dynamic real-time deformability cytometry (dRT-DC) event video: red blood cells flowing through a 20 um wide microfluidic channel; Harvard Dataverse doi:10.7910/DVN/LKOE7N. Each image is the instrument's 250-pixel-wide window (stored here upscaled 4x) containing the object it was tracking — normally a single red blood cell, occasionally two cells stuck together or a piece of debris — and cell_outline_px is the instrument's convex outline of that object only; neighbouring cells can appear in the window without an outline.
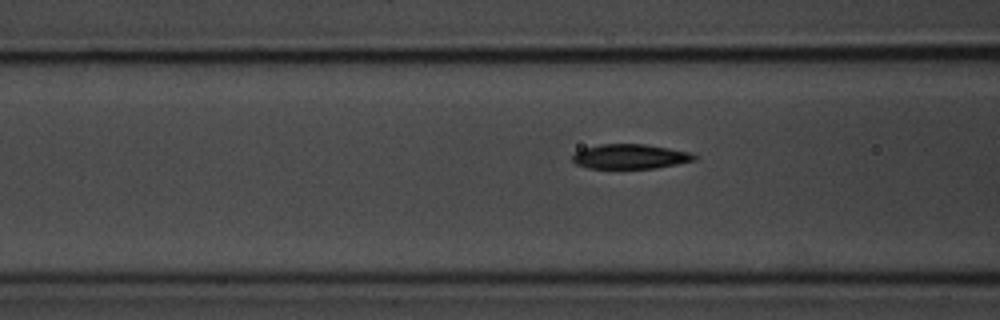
{"species": "common noctule bat (a hibernating species)", "species_latin": "Nyctalus noctula", "temperature_condition": "room temperature", "stored_images_in_passage": 8, "segment_of_instrument_passage": [2, 2], "camera_frame_rate_fps": 3000, "um_per_image_px": 0.085, "animal": {"sex": "male", "body_mass_g": 20.1, "forearm_length_mm": 53.5}, "frame": {"image": 1, "passage_image": 8, "time_ms": 8.0, "image_size_px": [1000, 320], "cell_outline_px": [[696, 160], [656, 168], [588, 168], [576, 164], [572, 160], [572, 156], [576, 152], [584, 148], [600, 144], [644, 144], [692, 152], [696, 156]], "centroid_in_image_um": [53.57, 13.3], "position_along_channel_um": 113.0, "area_um2": 17.46}}